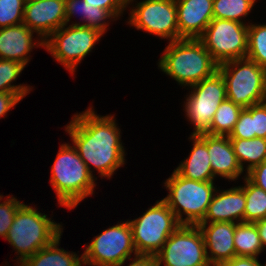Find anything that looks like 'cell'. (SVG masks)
I'll return each instance as SVG.
<instances>
[{"label":"cell","mask_w":266,"mask_h":266,"mask_svg":"<svg viewBox=\"0 0 266 266\" xmlns=\"http://www.w3.org/2000/svg\"><path fill=\"white\" fill-rule=\"evenodd\" d=\"M93 110L89 107L83 113L73 115L65 131L89 172L93 175L92 165L101 177L111 178L125 164L121 130L117 127L114 116L101 117Z\"/></svg>","instance_id":"cell-1"},{"label":"cell","mask_w":266,"mask_h":266,"mask_svg":"<svg viewBox=\"0 0 266 266\" xmlns=\"http://www.w3.org/2000/svg\"><path fill=\"white\" fill-rule=\"evenodd\" d=\"M158 63L162 72L184 87L197 84L218 71V64L199 39L169 42Z\"/></svg>","instance_id":"cell-2"},{"label":"cell","mask_w":266,"mask_h":266,"mask_svg":"<svg viewBox=\"0 0 266 266\" xmlns=\"http://www.w3.org/2000/svg\"><path fill=\"white\" fill-rule=\"evenodd\" d=\"M76 148L62 144L51 169L50 183L56 192L58 204L74 209L87 196L92 195L96 182Z\"/></svg>","instance_id":"cell-3"},{"label":"cell","mask_w":266,"mask_h":266,"mask_svg":"<svg viewBox=\"0 0 266 266\" xmlns=\"http://www.w3.org/2000/svg\"><path fill=\"white\" fill-rule=\"evenodd\" d=\"M62 230V226L51 221L47 215L23 204L16 212L5 239L20 255L17 260L24 262L62 235Z\"/></svg>","instance_id":"cell-4"},{"label":"cell","mask_w":266,"mask_h":266,"mask_svg":"<svg viewBox=\"0 0 266 266\" xmlns=\"http://www.w3.org/2000/svg\"><path fill=\"white\" fill-rule=\"evenodd\" d=\"M164 184L169 194L163 200L173 211L179 223L181 225L201 223L217 189L213 181L190 180L174 170ZM182 214L186 217L183 218Z\"/></svg>","instance_id":"cell-5"},{"label":"cell","mask_w":266,"mask_h":266,"mask_svg":"<svg viewBox=\"0 0 266 266\" xmlns=\"http://www.w3.org/2000/svg\"><path fill=\"white\" fill-rule=\"evenodd\" d=\"M226 84V96L243 108L266 101V69L248 59L218 65Z\"/></svg>","instance_id":"cell-6"},{"label":"cell","mask_w":266,"mask_h":266,"mask_svg":"<svg viewBox=\"0 0 266 266\" xmlns=\"http://www.w3.org/2000/svg\"><path fill=\"white\" fill-rule=\"evenodd\" d=\"M137 254L156 255L171 234L181 225L162 199L141 217L129 221Z\"/></svg>","instance_id":"cell-7"},{"label":"cell","mask_w":266,"mask_h":266,"mask_svg":"<svg viewBox=\"0 0 266 266\" xmlns=\"http://www.w3.org/2000/svg\"><path fill=\"white\" fill-rule=\"evenodd\" d=\"M62 26L53 32L45 41L44 48L71 74L76 72L77 65L87 56L104 34L97 29L86 26Z\"/></svg>","instance_id":"cell-8"},{"label":"cell","mask_w":266,"mask_h":266,"mask_svg":"<svg viewBox=\"0 0 266 266\" xmlns=\"http://www.w3.org/2000/svg\"><path fill=\"white\" fill-rule=\"evenodd\" d=\"M86 246L83 265L122 266L127 259L131 260V253L137 255L128 220L105 229Z\"/></svg>","instance_id":"cell-9"},{"label":"cell","mask_w":266,"mask_h":266,"mask_svg":"<svg viewBox=\"0 0 266 266\" xmlns=\"http://www.w3.org/2000/svg\"><path fill=\"white\" fill-rule=\"evenodd\" d=\"M248 25L233 20L214 18L199 40L218 64L246 58Z\"/></svg>","instance_id":"cell-10"},{"label":"cell","mask_w":266,"mask_h":266,"mask_svg":"<svg viewBox=\"0 0 266 266\" xmlns=\"http://www.w3.org/2000/svg\"><path fill=\"white\" fill-rule=\"evenodd\" d=\"M155 257L158 266H211L198 225H180Z\"/></svg>","instance_id":"cell-11"},{"label":"cell","mask_w":266,"mask_h":266,"mask_svg":"<svg viewBox=\"0 0 266 266\" xmlns=\"http://www.w3.org/2000/svg\"><path fill=\"white\" fill-rule=\"evenodd\" d=\"M190 87L192 91L185 99L184 111L194 126L192 134L205 133L210 128L219 105L227 98L226 84L221 73L216 71Z\"/></svg>","instance_id":"cell-12"},{"label":"cell","mask_w":266,"mask_h":266,"mask_svg":"<svg viewBox=\"0 0 266 266\" xmlns=\"http://www.w3.org/2000/svg\"><path fill=\"white\" fill-rule=\"evenodd\" d=\"M135 5L130 12V25L170 42L179 40L175 0H144Z\"/></svg>","instance_id":"cell-13"},{"label":"cell","mask_w":266,"mask_h":266,"mask_svg":"<svg viewBox=\"0 0 266 266\" xmlns=\"http://www.w3.org/2000/svg\"><path fill=\"white\" fill-rule=\"evenodd\" d=\"M22 23L45 41L66 25L65 0H26Z\"/></svg>","instance_id":"cell-14"},{"label":"cell","mask_w":266,"mask_h":266,"mask_svg":"<svg viewBox=\"0 0 266 266\" xmlns=\"http://www.w3.org/2000/svg\"><path fill=\"white\" fill-rule=\"evenodd\" d=\"M180 39H199L213 18V0H175Z\"/></svg>","instance_id":"cell-15"},{"label":"cell","mask_w":266,"mask_h":266,"mask_svg":"<svg viewBox=\"0 0 266 266\" xmlns=\"http://www.w3.org/2000/svg\"><path fill=\"white\" fill-rule=\"evenodd\" d=\"M236 224L232 222H212L209 225L208 223L198 224L204 237L206 254L211 266H216L218 263L236 256L234 246Z\"/></svg>","instance_id":"cell-16"},{"label":"cell","mask_w":266,"mask_h":266,"mask_svg":"<svg viewBox=\"0 0 266 266\" xmlns=\"http://www.w3.org/2000/svg\"><path fill=\"white\" fill-rule=\"evenodd\" d=\"M201 223L244 222L246 197L244 190L238 186L222 192L216 189Z\"/></svg>","instance_id":"cell-17"},{"label":"cell","mask_w":266,"mask_h":266,"mask_svg":"<svg viewBox=\"0 0 266 266\" xmlns=\"http://www.w3.org/2000/svg\"><path fill=\"white\" fill-rule=\"evenodd\" d=\"M33 33L23 23L0 28V59L18 61L26 66L30 58L27 55L31 50L37 45L44 47L42 39L33 42Z\"/></svg>","instance_id":"cell-18"},{"label":"cell","mask_w":266,"mask_h":266,"mask_svg":"<svg viewBox=\"0 0 266 266\" xmlns=\"http://www.w3.org/2000/svg\"><path fill=\"white\" fill-rule=\"evenodd\" d=\"M206 146L214 177L219 175L225 179L235 181L244 172L228 136L206 133Z\"/></svg>","instance_id":"cell-19"},{"label":"cell","mask_w":266,"mask_h":266,"mask_svg":"<svg viewBox=\"0 0 266 266\" xmlns=\"http://www.w3.org/2000/svg\"><path fill=\"white\" fill-rule=\"evenodd\" d=\"M193 148L186 160L175 169L182 177L195 181H214L210 156L206 146V133L191 134Z\"/></svg>","instance_id":"cell-20"},{"label":"cell","mask_w":266,"mask_h":266,"mask_svg":"<svg viewBox=\"0 0 266 266\" xmlns=\"http://www.w3.org/2000/svg\"><path fill=\"white\" fill-rule=\"evenodd\" d=\"M61 235L51 244L38 250L34 255L24 262L20 261L17 266H82L83 257H79L74 252H68L63 248H58Z\"/></svg>","instance_id":"cell-21"},{"label":"cell","mask_w":266,"mask_h":266,"mask_svg":"<svg viewBox=\"0 0 266 266\" xmlns=\"http://www.w3.org/2000/svg\"><path fill=\"white\" fill-rule=\"evenodd\" d=\"M77 13H80L84 22L83 24L75 23V25L97 29L103 34L107 31L106 28L109 24L106 23V20H115V17L108 10L88 4L84 0H65L66 26L73 15Z\"/></svg>","instance_id":"cell-22"},{"label":"cell","mask_w":266,"mask_h":266,"mask_svg":"<svg viewBox=\"0 0 266 266\" xmlns=\"http://www.w3.org/2000/svg\"><path fill=\"white\" fill-rule=\"evenodd\" d=\"M230 141L243 171L246 162L248 166L245 170L249 172L253 167L266 160V138H230Z\"/></svg>","instance_id":"cell-23"},{"label":"cell","mask_w":266,"mask_h":266,"mask_svg":"<svg viewBox=\"0 0 266 266\" xmlns=\"http://www.w3.org/2000/svg\"><path fill=\"white\" fill-rule=\"evenodd\" d=\"M234 246L236 256L258 257L263 247L255 223L239 222L236 224Z\"/></svg>","instance_id":"cell-24"},{"label":"cell","mask_w":266,"mask_h":266,"mask_svg":"<svg viewBox=\"0 0 266 266\" xmlns=\"http://www.w3.org/2000/svg\"><path fill=\"white\" fill-rule=\"evenodd\" d=\"M242 109L243 107L226 98L219 105L211 126L205 133L229 136L238 121Z\"/></svg>","instance_id":"cell-25"},{"label":"cell","mask_w":266,"mask_h":266,"mask_svg":"<svg viewBox=\"0 0 266 266\" xmlns=\"http://www.w3.org/2000/svg\"><path fill=\"white\" fill-rule=\"evenodd\" d=\"M244 181L246 184L240 186L246 197L244 222L254 223L266 218V191L253 184L246 175Z\"/></svg>","instance_id":"cell-26"},{"label":"cell","mask_w":266,"mask_h":266,"mask_svg":"<svg viewBox=\"0 0 266 266\" xmlns=\"http://www.w3.org/2000/svg\"><path fill=\"white\" fill-rule=\"evenodd\" d=\"M24 68L25 65L18 61L0 59V92L16 93L21 99L30 93L32 88L28 85L11 84L18 79Z\"/></svg>","instance_id":"cell-27"},{"label":"cell","mask_w":266,"mask_h":266,"mask_svg":"<svg viewBox=\"0 0 266 266\" xmlns=\"http://www.w3.org/2000/svg\"><path fill=\"white\" fill-rule=\"evenodd\" d=\"M256 0H213V18L233 20L240 23L254 7Z\"/></svg>","instance_id":"cell-28"},{"label":"cell","mask_w":266,"mask_h":266,"mask_svg":"<svg viewBox=\"0 0 266 266\" xmlns=\"http://www.w3.org/2000/svg\"><path fill=\"white\" fill-rule=\"evenodd\" d=\"M246 58L266 69V24H248Z\"/></svg>","instance_id":"cell-29"},{"label":"cell","mask_w":266,"mask_h":266,"mask_svg":"<svg viewBox=\"0 0 266 266\" xmlns=\"http://www.w3.org/2000/svg\"><path fill=\"white\" fill-rule=\"evenodd\" d=\"M26 0H0V28L22 24Z\"/></svg>","instance_id":"cell-30"},{"label":"cell","mask_w":266,"mask_h":266,"mask_svg":"<svg viewBox=\"0 0 266 266\" xmlns=\"http://www.w3.org/2000/svg\"><path fill=\"white\" fill-rule=\"evenodd\" d=\"M3 197L0 195V202ZM22 205L23 202L18 201L12 195L7 196L6 200L0 203V236L4 239L10 230L16 212Z\"/></svg>","instance_id":"cell-31"},{"label":"cell","mask_w":266,"mask_h":266,"mask_svg":"<svg viewBox=\"0 0 266 266\" xmlns=\"http://www.w3.org/2000/svg\"><path fill=\"white\" fill-rule=\"evenodd\" d=\"M229 138L252 139L255 138L252 126V106L243 108Z\"/></svg>","instance_id":"cell-32"},{"label":"cell","mask_w":266,"mask_h":266,"mask_svg":"<svg viewBox=\"0 0 266 266\" xmlns=\"http://www.w3.org/2000/svg\"><path fill=\"white\" fill-rule=\"evenodd\" d=\"M252 126L255 138H266V101L252 105Z\"/></svg>","instance_id":"cell-33"},{"label":"cell","mask_w":266,"mask_h":266,"mask_svg":"<svg viewBox=\"0 0 266 266\" xmlns=\"http://www.w3.org/2000/svg\"><path fill=\"white\" fill-rule=\"evenodd\" d=\"M88 4L108 10L115 18L119 17L125 8L134 0H84Z\"/></svg>","instance_id":"cell-34"},{"label":"cell","mask_w":266,"mask_h":266,"mask_svg":"<svg viewBox=\"0 0 266 266\" xmlns=\"http://www.w3.org/2000/svg\"><path fill=\"white\" fill-rule=\"evenodd\" d=\"M246 177L253 184L266 191V160L246 172Z\"/></svg>","instance_id":"cell-35"},{"label":"cell","mask_w":266,"mask_h":266,"mask_svg":"<svg viewBox=\"0 0 266 266\" xmlns=\"http://www.w3.org/2000/svg\"><path fill=\"white\" fill-rule=\"evenodd\" d=\"M22 100L16 93L0 92V118Z\"/></svg>","instance_id":"cell-36"},{"label":"cell","mask_w":266,"mask_h":266,"mask_svg":"<svg viewBox=\"0 0 266 266\" xmlns=\"http://www.w3.org/2000/svg\"><path fill=\"white\" fill-rule=\"evenodd\" d=\"M216 266H263L257 257L235 256L230 260L222 261Z\"/></svg>","instance_id":"cell-37"},{"label":"cell","mask_w":266,"mask_h":266,"mask_svg":"<svg viewBox=\"0 0 266 266\" xmlns=\"http://www.w3.org/2000/svg\"><path fill=\"white\" fill-rule=\"evenodd\" d=\"M128 266H158L154 255L137 254Z\"/></svg>","instance_id":"cell-38"},{"label":"cell","mask_w":266,"mask_h":266,"mask_svg":"<svg viewBox=\"0 0 266 266\" xmlns=\"http://www.w3.org/2000/svg\"><path fill=\"white\" fill-rule=\"evenodd\" d=\"M254 223L257 227L263 250H265V247H266V218L258 220Z\"/></svg>","instance_id":"cell-39"}]
</instances>
